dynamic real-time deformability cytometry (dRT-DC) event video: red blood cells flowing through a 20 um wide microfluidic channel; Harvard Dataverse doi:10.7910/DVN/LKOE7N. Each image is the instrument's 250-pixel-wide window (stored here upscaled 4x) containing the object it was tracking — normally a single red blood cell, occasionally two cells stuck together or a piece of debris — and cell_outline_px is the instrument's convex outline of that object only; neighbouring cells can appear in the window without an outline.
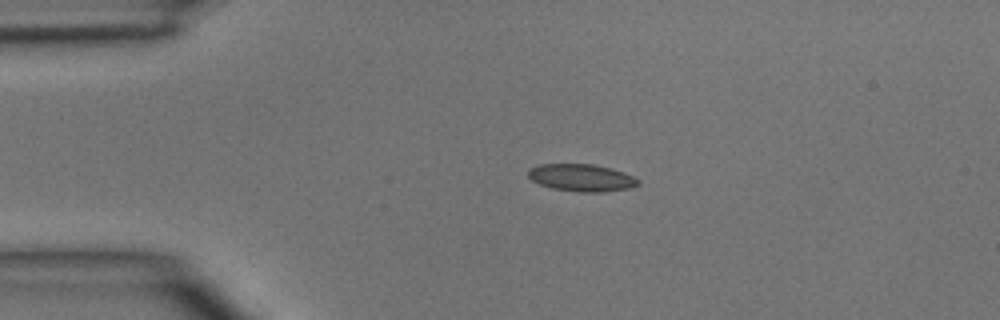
{"species": "common noctule bat (a hibernating species)", "species_latin": "Nyctalus noctula", "temperature_condition": "room temperature", "stored_images_in_passage": 3, "camera_frame_rate_fps": 3000, "um_per_image_px": 0.085, "animal": {"sex": "male", "body_mass_g": 15.6}, "frame": {"image": 1, "passage_image": 2, "time_ms": 1.0, "image_size_px": [1000, 320], "cell_outline_px": [[640, 184], [628, 188], [604, 192], [580, 192], [552, 188], [540, 184], [532, 180], [528, 176], [528, 168], [540, 164], [592, 164], [612, 168], [624, 172], [640, 180]], "centroid_in_image_um": [49.43, 15.1], "position_along_channel_um": 35.6, "area_um2": 17.51}}